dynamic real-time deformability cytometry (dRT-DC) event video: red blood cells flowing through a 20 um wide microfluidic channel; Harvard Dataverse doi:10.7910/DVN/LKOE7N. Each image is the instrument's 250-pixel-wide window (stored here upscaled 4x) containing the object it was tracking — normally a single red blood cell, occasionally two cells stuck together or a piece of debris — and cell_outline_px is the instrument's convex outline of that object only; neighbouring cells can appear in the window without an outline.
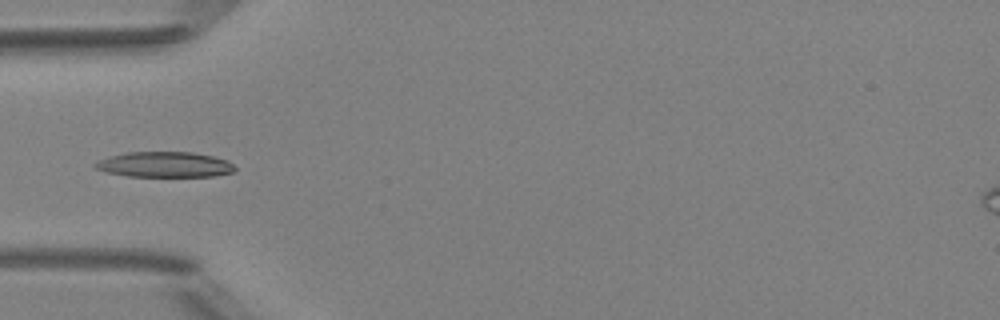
{"species": "Egyptian fruit bat (a non-hibernating species)", "species_latin": "Rousettus aegyptiacus", "temperature_condition": "room temperature", "stored_images_in_passage": 4, "camera_frame_rate_fps": 3000, "um_per_image_px": 0.085, "animal": {"sex": "female"}, "frame": {"image": 1, "passage_image": 4, "time_ms": 3.667, "image_size_px": [1000, 320], "cell_outline_px": [[236, 168], [232, 172], [212, 176], [128, 176], [108, 172], [96, 168], [92, 164], [108, 156], [128, 152], [192, 152], [212, 156], [228, 160]], "centroid_in_image_um": [13.99, 13.98], "position_along_channel_um": 71.0, "area_um2": 20.52}}